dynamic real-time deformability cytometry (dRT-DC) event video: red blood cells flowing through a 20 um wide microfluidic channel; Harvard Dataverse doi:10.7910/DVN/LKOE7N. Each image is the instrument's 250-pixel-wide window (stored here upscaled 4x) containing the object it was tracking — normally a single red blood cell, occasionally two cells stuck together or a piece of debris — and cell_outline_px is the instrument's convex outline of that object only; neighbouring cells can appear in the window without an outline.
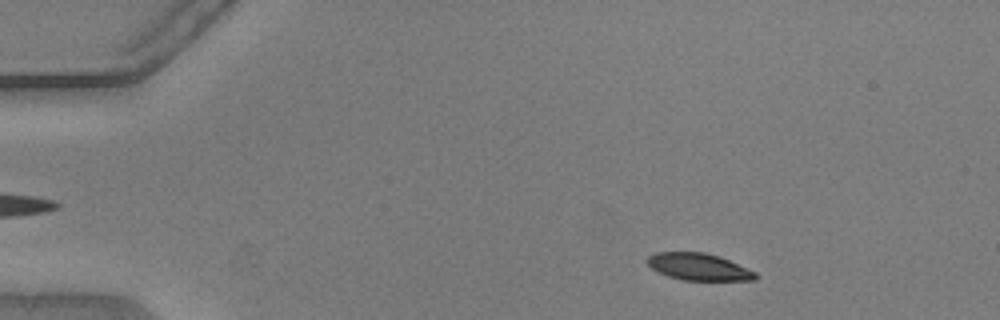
{"species": "common noctule bat (a hibernating species)", "species_latin": "Nyctalus noctula", "temperature_condition": "warm", "stored_images_in_passage": 50, "camera_frame_rate_fps": 3000, "um_per_image_px": 0.085, "animal": {"sex": "male", "body_mass_g": 20.5, "forearm_length_mm": 52.5}, "frame": {"image": 1, "passage_image": 5, "time_ms": 1.333, "image_size_px": [1000, 320], "cell_outline_px": [[756, 280], [684, 280], [668, 276], [652, 268], [644, 260], [648, 256], [656, 252], [704, 252], [720, 256], [756, 272]], "centroid_in_image_um": [59.37, 22.67], "position_along_channel_um": 25.6, "area_um2": 16.94}}
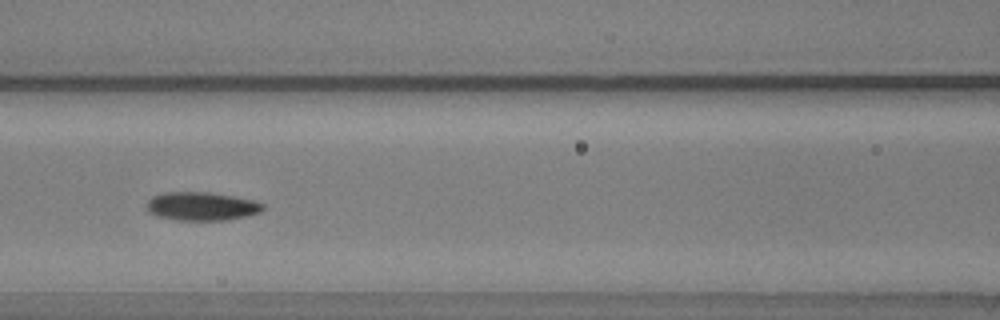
{"frame": {"image": 2, "passage_image": 21, "time_ms": 6.667, "image_size_px": [1000, 320], "cell_outline_px": [[264, 208], [260, 212], [244, 216], [224, 220], [176, 220], [156, 216], [148, 212], [144, 204], [152, 196], [164, 192], [208, 192], [232, 196], [252, 200], [264, 204]], "centroid_in_image_um": [17.06, 17.53], "position_along_channel_um": 149.5, "area_um2": 19.31}}
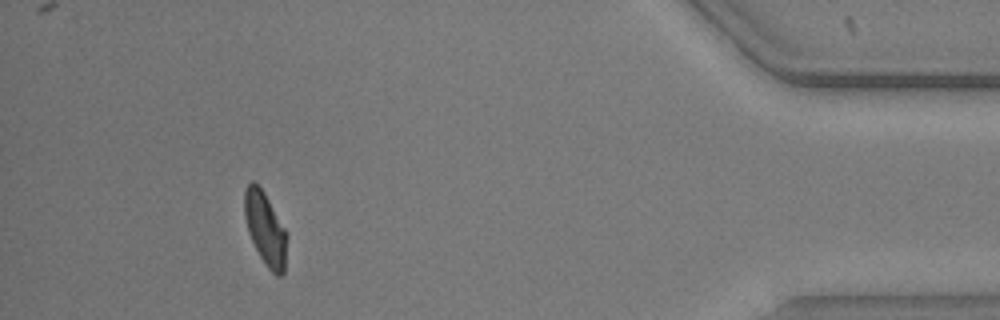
{"frame": {"image": 3, "passage_image": 46, "time_ms": 15.0, "image_size_px": [1000, 320], "cell_outline_px": [[288, 236], [284, 272], [280, 276], [276, 276], [268, 268], [260, 256], [248, 232], [244, 216], [244, 188], [252, 180], [264, 192], [288, 232]], "centroid_in_image_um": [22.57, 19.44], "position_along_channel_um": 412.6, "area_um2": 18.21}, "authors_computed_cell_mechanics": {"area_um2": 18.5538, "velocity_mm_per_s": 3.8126, "shape_relaxation_time_tau1_ms": 3.304, "shape_relaxation_time_tau2_ms": 2.9696, "deformation_change_tau1": 0.1186, "deformation_change_tau2": 0.0934}}